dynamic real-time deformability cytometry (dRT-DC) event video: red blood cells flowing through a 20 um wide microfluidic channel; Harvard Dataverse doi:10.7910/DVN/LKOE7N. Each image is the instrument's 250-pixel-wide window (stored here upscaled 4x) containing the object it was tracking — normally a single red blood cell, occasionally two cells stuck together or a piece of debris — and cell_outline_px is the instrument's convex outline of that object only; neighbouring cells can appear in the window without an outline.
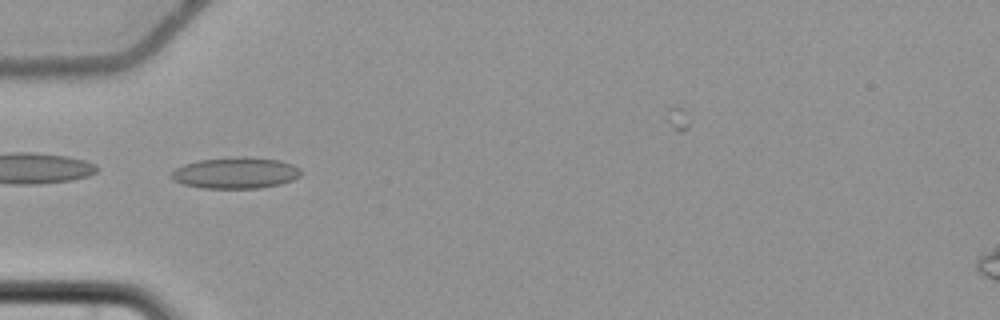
{"species": "common noctule bat (a hibernating species)", "species_latin": "Nyctalus noctula", "temperature_condition": "cold", "stored_images_in_passage": 6, "camera_frame_rate_fps": 3000, "um_per_image_px": 0.085, "animal": {"sex": "female", "body_mass_g": 22.7, "forearm_length_mm": 54.2}, "frame": {"image": 1, "passage_image": 5, "time_ms": 5.0, "image_size_px": [1000, 320], "cell_outline_px": [[300, 176], [292, 180], [280, 184], [260, 188], [200, 188], [184, 184], [172, 180], [168, 176], [176, 168], [184, 164], [200, 160], [244, 156], [280, 160], [292, 164], [300, 168]], "centroid_in_image_um": [20.01, 14.7], "position_along_channel_um": 65.0, "area_um2": 23.64}}
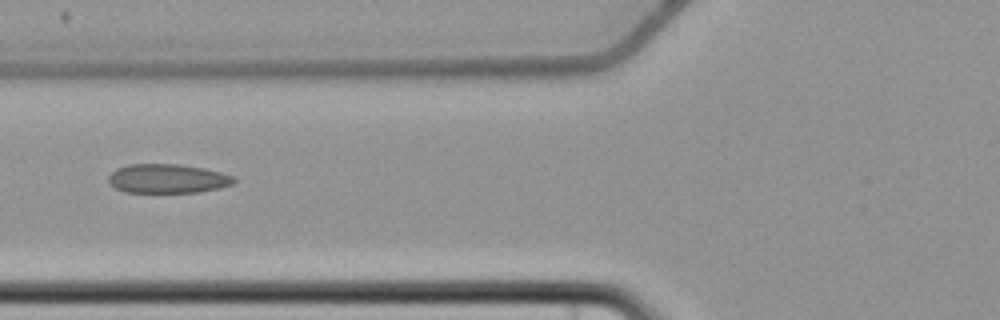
{"frame": {"image": 2, "passage_image": 6, "time_ms": 6.333, "image_size_px": [1000, 320], "cell_outline_px": [[236, 180], [232, 184], [220, 188], [200, 192], [124, 192], [108, 184], [108, 176], [116, 168], [128, 164], [180, 164], [204, 168], [236, 176]], "centroid_in_image_um": [14.24, 15.18], "position_along_channel_um": 111.6, "area_um2": 21.5}}